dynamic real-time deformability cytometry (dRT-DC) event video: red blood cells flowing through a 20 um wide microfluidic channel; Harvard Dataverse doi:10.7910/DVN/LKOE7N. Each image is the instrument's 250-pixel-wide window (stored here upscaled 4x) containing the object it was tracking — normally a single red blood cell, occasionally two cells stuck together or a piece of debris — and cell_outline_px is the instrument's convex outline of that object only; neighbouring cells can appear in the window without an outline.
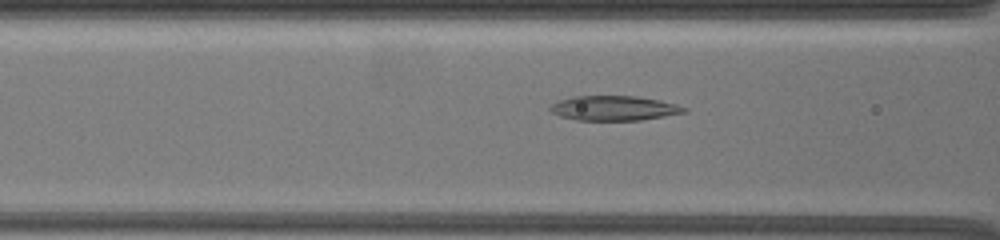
{"species": "common noctule bat (a hibernating species)", "species_latin": "Nyctalus noctula", "temperature_condition": "warm", "stored_images_in_passage": 54, "camera_frame_rate_fps": 3000, "um_per_image_px": 0.085, "animal": {"sex": "female", "body_mass_g": 19.5, "forearm_length_mm": 54.1}, "frame": {"image": 1, "passage_image": 53, "time_ms": 9.667, "image_size_px": [1000, 240], "cell_outline_px": [[688, 112], [640, 120], [576, 120], [560, 116], [548, 112], [548, 108], [552, 104], [560, 100], [572, 96], [636, 96], [660, 100], [676, 104], [688, 108]], "centroid_in_image_um": [52.17, 9.19], "position_along_channel_um": 114.4, "area_um2": 19.42}}